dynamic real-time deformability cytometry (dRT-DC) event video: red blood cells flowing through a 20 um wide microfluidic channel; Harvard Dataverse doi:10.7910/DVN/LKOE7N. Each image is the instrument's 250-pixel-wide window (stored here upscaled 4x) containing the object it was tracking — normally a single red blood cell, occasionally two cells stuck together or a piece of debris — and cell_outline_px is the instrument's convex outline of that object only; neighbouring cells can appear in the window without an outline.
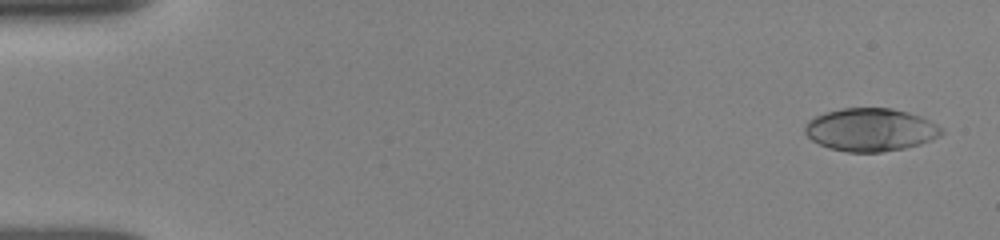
{"species": "human", "species_latin": "Homo sapiens", "temperature_condition": "room temperature", "stored_images_in_passage": 52, "camera_frame_rate_fps": 3000, "um_per_image_px": 0.085, "donor": {"sex": "female"}, "frame": {"image": 1, "passage_image": 2, "time_ms": 0.333, "image_size_px": [1000, 240], "cell_outline_px": [[944, 132], [940, 136], [932, 140], [920, 144], [904, 148], [880, 152], [848, 152], [828, 148], [812, 140], [804, 132], [804, 124], [808, 120], [824, 112], [840, 108], [892, 108], [908, 112], [920, 116], [944, 128]], "centroid_in_image_um": [73.99, 11.02], "position_along_channel_um": 11.0, "area_um2": 34.39}}
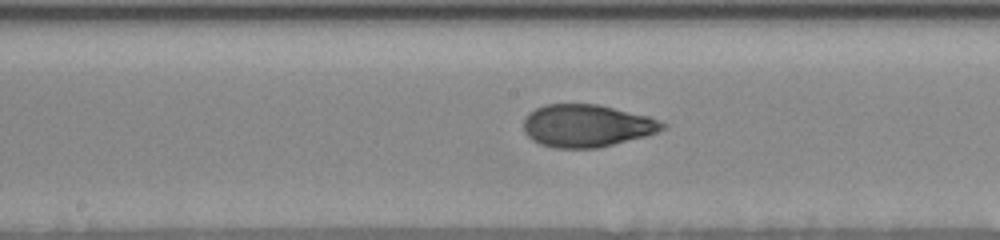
{"frame": {"image": 2, "passage_image": 27, "time_ms": 8.667, "image_size_px": [1000, 240], "cell_outline_px": [[668, 128], [644, 136], [596, 148], [556, 148], [540, 144], [532, 140], [524, 132], [524, 116], [528, 112], [544, 104], [596, 104], [648, 116], [668, 124]], "centroid_in_image_um": [49.84, 10.68], "position_along_channel_um": 198.4, "area_um2": 34.33}}
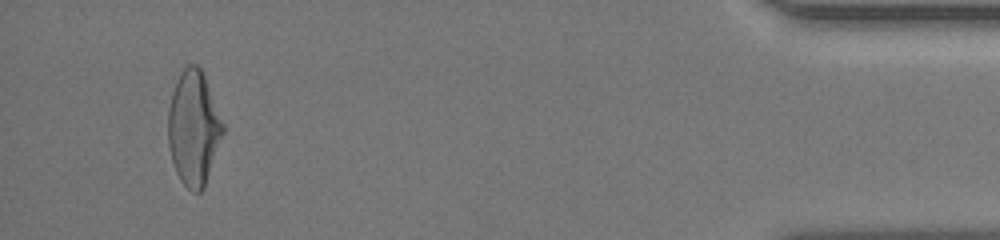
{"frame": {"image": 3, "passage_image": 49, "time_ms": 16.0, "image_size_px": [1000, 240], "cell_outline_px": [[224, 132], [204, 188], [200, 192], [192, 192], [180, 180], [176, 172], [168, 148], [168, 108], [172, 92], [176, 80], [180, 72], [188, 64], [196, 64], [200, 68], [204, 76], [224, 124]], "centroid_in_image_um": [16.44, 10.9], "position_along_channel_um": 418.8, "area_um2": 36.53}, "authors_computed_cell_mechanics": {"area_um2": 34.3043, "velocity_mm_per_s": 3.9062, "shape_relaxation_time_tau1_ms": 5.2778, "shape_relaxation_time_tau2_ms": 0.8386, "deformation_change_tau1": 0.2193, "deformation_change_tau2": 0.0632}}